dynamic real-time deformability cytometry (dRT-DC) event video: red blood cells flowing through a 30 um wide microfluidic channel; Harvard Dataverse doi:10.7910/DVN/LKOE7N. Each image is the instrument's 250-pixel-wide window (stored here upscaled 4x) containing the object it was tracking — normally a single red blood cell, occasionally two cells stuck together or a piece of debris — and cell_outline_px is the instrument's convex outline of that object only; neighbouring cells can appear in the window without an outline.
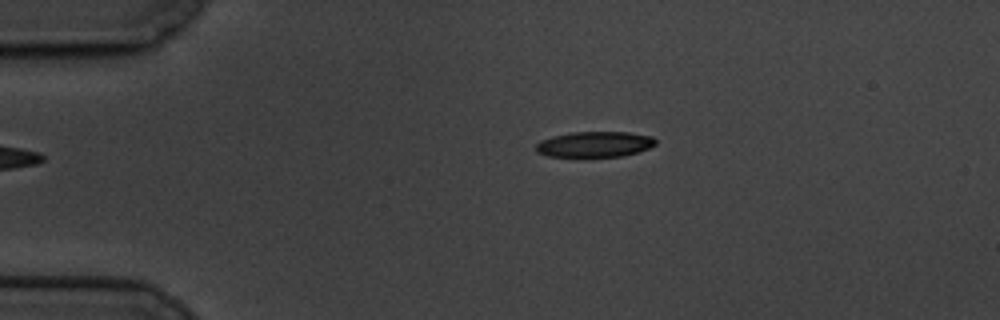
{"species": "common noctule bat (a hibernating species)", "species_latin": "Nyctalus noctula", "temperature_condition": "cold", "stored_images_in_passage": 49, "camera_frame_rate_fps": 3000, "um_per_image_px": 0.085, "animal": {"sex": "male", "body_mass_g": 19.5, "forearm_length_mm": 54.6}, "frame": {"image": 1, "passage_image": 1, "time_ms": 0.0, "image_size_px": [1000, 320], "cell_outline_px": [[656, 144], [648, 148], [624, 156], [584, 160], [576, 160], [548, 156], [536, 152], [536, 144], [540, 140], [552, 136], [572, 132], [628, 132], [652, 136], [656, 140]], "centroid_in_image_um": [50.48, 12.32], "position_along_channel_um": 34.5, "area_um2": 18.96}}
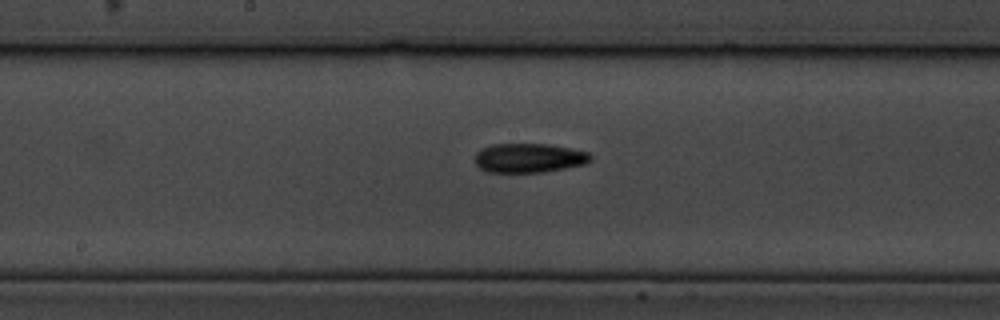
{"frame": {"image": 2, "passage_image": 20, "time_ms": 6.333, "image_size_px": [1000, 320], "cell_outline_px": [[592, 160], [584, 164], [544, 172], [488, 172], [480, 168], [476, 164], [476, 152], [480, 148], [492, 144], [548, 144], [588, 152], [592, 156]], "centroid_in_image_um": [44.94, 13.42], "position_along_channel_um": 203.3, "area_um2": 19.65}}
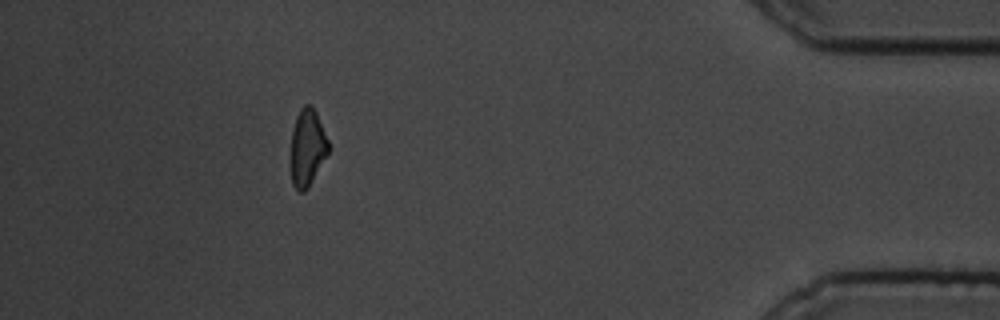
{"frame": {"image": 3, "passage_image": 43, "time_ms": 14.0, "image_size_px": [1000, 320], "cell_outline_px": [[328, 152], [308, 188], [304, 192], [300, 192], [292, 184], [292, 128], [296, 116], [300, 108], [304, 104], [312, 104], [316, 112], [328, 140]], "centroid_in_image_um": [26.12, 12.51], "position_along_channel_um": 409.1, "area_um2": 16.59}, "authors_computed_cell_mechanics": {"area_um2": 18.6694, "velocity_mm_per_s": 3.3479, "shape_relaxation_time_tau1_ms": 6.2644, "shape_relaxation_time_tau2_ms": 8.8272, "deformation_change_tau1": 0.1559, "deformation_change_tau2": 0.1933}}